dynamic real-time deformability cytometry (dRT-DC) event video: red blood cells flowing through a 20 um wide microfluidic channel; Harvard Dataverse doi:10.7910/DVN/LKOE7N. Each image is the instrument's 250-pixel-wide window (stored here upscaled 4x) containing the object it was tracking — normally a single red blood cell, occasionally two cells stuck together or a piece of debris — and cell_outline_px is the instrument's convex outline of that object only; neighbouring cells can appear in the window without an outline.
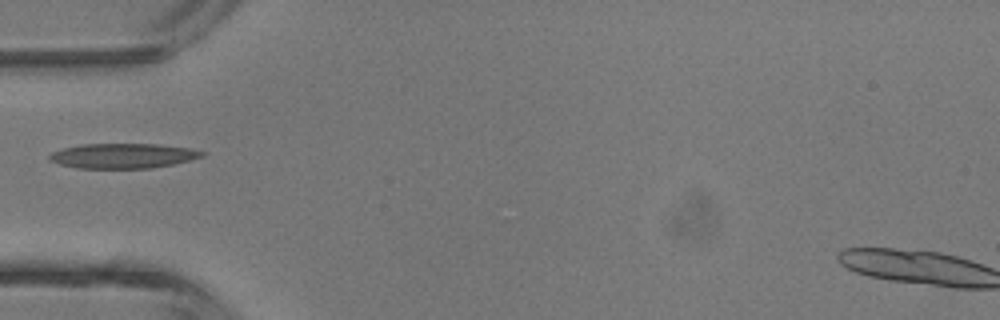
{"species": "common noctule bat (a hibernating species)", "species_latin": "Nyctalus noctula", "temperature_condition": "room temperature", "stored_images_in_passage": 1, "camera_frame_rate_fps": 3000, "um_per_image_px": 0.085, "animal": {"sex": "male", "body_mass_g": 13.3}, "frame": {"image": 1, "passage_image": 1, "time_ms": 0.0, "image_size_px": [1000, 320], "cell_outline_px": [[204, 156], [172, 164], [152, 168], [76, 168], [60, 164], [48, 160], [48, 156], [52, 152], [64, 148], [80, 144], [160, 144], [188, 148], [204, 152]], "centroid_in_image_um": [10.41, 13.24], "position_along_channel_um": 74.6, "area_um2": 22.02}}